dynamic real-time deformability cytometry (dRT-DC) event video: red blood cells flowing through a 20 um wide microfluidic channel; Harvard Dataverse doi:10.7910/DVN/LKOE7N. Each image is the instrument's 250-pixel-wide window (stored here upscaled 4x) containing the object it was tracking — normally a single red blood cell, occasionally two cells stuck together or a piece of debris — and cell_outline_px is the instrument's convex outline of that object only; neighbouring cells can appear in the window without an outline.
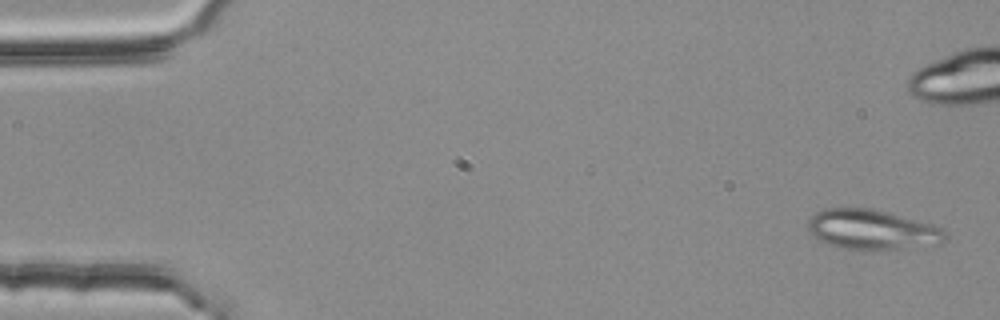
{"species": "common noctule bat (a hibernating species)", "species_latin": "Nyctalus noctula", "temperature_condition": "room temperature", "stored_images_in_passage": 54, "segment_of_instrument_passage": [1, 2], "camera_frame_rate_fps": 3000, "um_per_image_px": 0.085, "animal": {"sex": "female", "body_mass_g": 25.1}, "frame": {"image": 1, "passage_image": 2, "time_ms": 0.333, "image_size_px": [1000, 320], "cell_outline_px": [[948, 240], [940, 244], [876, 252], [872, 252], [836, 248], [816, 240], [808, 232], [808, 220], [816, 212], [824, 208], [872, 208], [932, 224], [940, 228], [948, 236]], "centroid_in_image_um": [74.1, 19.57], "position_along_channel_um": 10.9, "area_um2": 33.0}}